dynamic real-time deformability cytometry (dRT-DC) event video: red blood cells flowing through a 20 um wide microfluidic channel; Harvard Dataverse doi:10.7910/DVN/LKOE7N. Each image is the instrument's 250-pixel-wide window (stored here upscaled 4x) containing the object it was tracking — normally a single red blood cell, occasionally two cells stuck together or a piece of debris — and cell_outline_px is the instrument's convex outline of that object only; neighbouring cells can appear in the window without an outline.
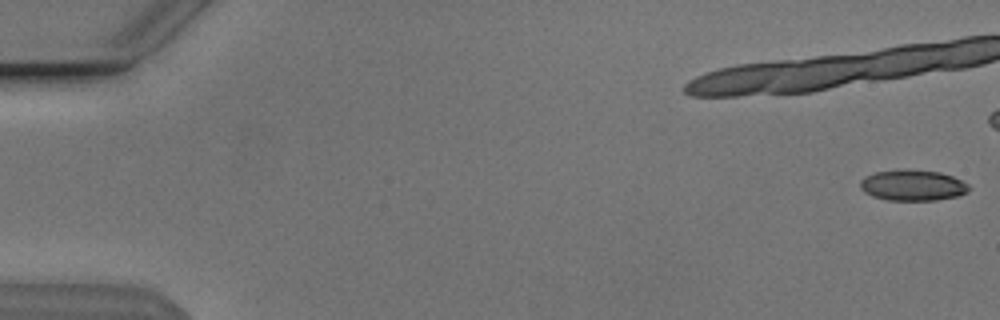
{"species": "Egyptian fruit bat (a non-hibernating species)", "species_latin": "Rousettus aegyptiacus", "temperature_condition": "cold", "stored_images_in_passage": 17, "camera_frame_rate_fps": 3000, "um_per_image_px": 0.085, "animal": {"sex": "male"}, "frame": {"image": 1, "passage_image": 1, "time_ms": 0.0, "image_size_px": [1000, 320], "cell_outline_px": [[968, 192], [956, 196], [936, 200], [888, 200], [872, 196], [864, 192], [860, 188], [860, 180], [864, 176], [876, 172], [940, 172], [952, 176], [968, 184]], "centroid_in_image_um": [77.56, 15.79], "position_along_channel_um": 7.4, "area_um2": 18.73}}